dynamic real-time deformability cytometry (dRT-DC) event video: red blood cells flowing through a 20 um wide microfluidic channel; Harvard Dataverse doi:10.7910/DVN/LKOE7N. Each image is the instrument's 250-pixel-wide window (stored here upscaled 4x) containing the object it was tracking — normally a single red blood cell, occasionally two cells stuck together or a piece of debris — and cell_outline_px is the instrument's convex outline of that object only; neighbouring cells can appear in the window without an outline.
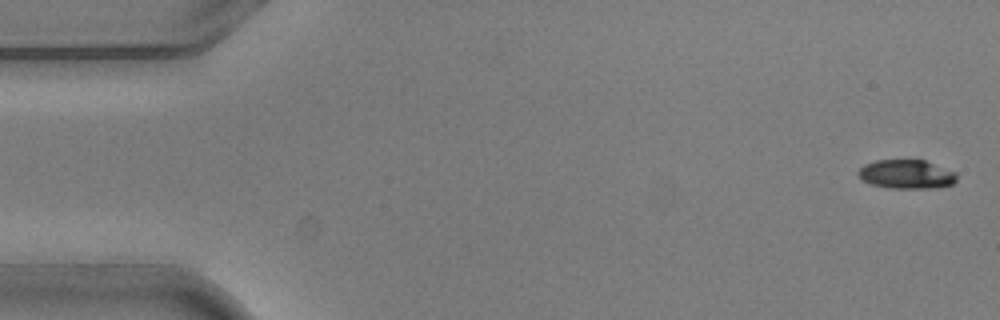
{"species": "common noctule bat (a hibernating species)", "species_latin": "Nyctalus noctula", "temperature_condition": "warm", "stored_images_in_passage": 6, "camera_frame_rate_fps": 3000, "um_per_image_px": 0.085, "animal": {"sex": "male", "body_mass_g": 20.5, "forearm_length_mm": 52.5}, "frame": {"image": 1, "passage_image": 1, "time_ms": 0.0, "image_size_px": [1000, 320], "cell_outline_px": [[956, 180], [952, 184], [936, 188], [892, 188], [872, 184], [860, 180], [856, 172], [864, 164], [876, 160], [924, 160], [956, 172]], "centroid_in_image_um": [77.02, 14.81], "position_along_channel_um": 8.0, "area_um2": 16.65}}
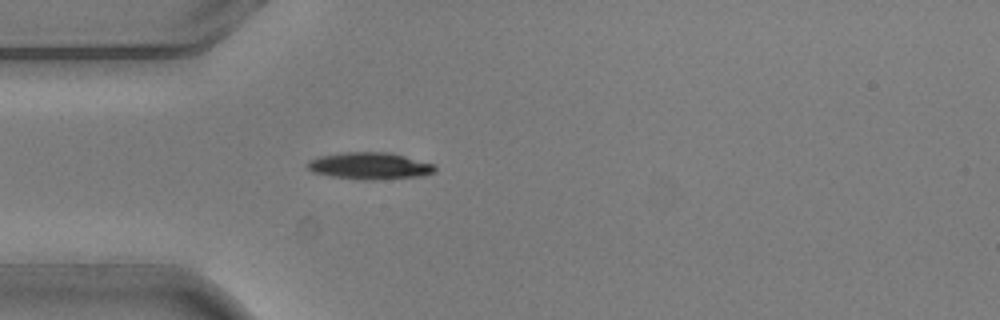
{"frame": {"image": 2, "passage_image": 5, "time_ms": 1.333, "image_size_px": [1000, 320], "cell_outline_px": [[436, 172], [424, 176], [368, 180], [364, 180], [332, 176], [312, 172], [308, 168], [308, 160], [320, 156], [340, 152], [392, 152], [436, 164]], "centroid_in_image_um": [31.48, 14.09], "position_along_channel_um": 53.5, "area_um2": 20.23}}